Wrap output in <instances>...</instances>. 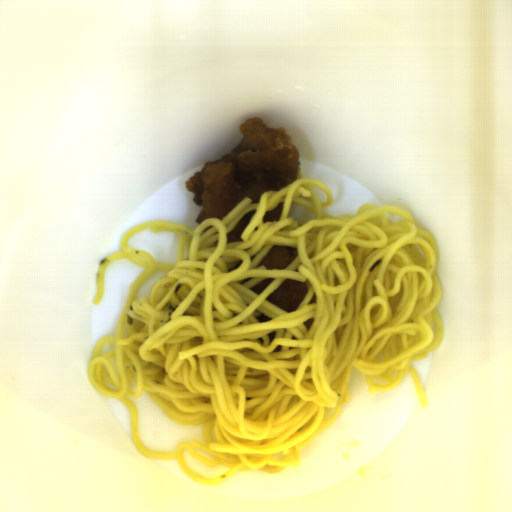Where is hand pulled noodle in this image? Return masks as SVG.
I'll use <instances>...</instances> for the list:
<instances>
[{"instance_id": "14784b9a", "label": "hand pulled noodle", "mask_w": 512, "mask_h": 512, "mask_svg": "<svg viewBox=\"0 0 512 512\" xmlns=\"http://www.w3.org/2000/svg\"><path fill=\"white\" fill-rule=\"evenodd\" d=\"M280 202L279 221L262 224L264 211ZM333 203L330 187L298 169L287 187L265 191L258 203L246 197L196 230L157 219L131 227L120 251L104 258L95 305L108 264L127 260L145 269L129 286L116 334L94 345L87 374L94 389L126 406L143 456L176 458L184 474L207 486L235 472L277 475L300 466L301 449L350 403L352 369L365 376L370 395L390 391L408 372L428 409L412 364L443 341L439 247L403 209L364 204L355 215L332 218L323 208ZM255 209L244 242L226 244L225 234ZM148 227L181 234L176 262L156 263L130 247L131 235ZM284 244L298 250L285 270L257 266ZM155 269L170 272L150 298L135 299ZM268 277L275 279L260 295L249 290ZM286 279L307 286L289 313L265 299ZM261 313L273 319L261 323ZM143 390L173 422L205 423L207 442H181L163 454L145 448L131 399ZM185 448L204 464L230 469L206 480L188 468Z\"/></svg>"}]
</instances>
